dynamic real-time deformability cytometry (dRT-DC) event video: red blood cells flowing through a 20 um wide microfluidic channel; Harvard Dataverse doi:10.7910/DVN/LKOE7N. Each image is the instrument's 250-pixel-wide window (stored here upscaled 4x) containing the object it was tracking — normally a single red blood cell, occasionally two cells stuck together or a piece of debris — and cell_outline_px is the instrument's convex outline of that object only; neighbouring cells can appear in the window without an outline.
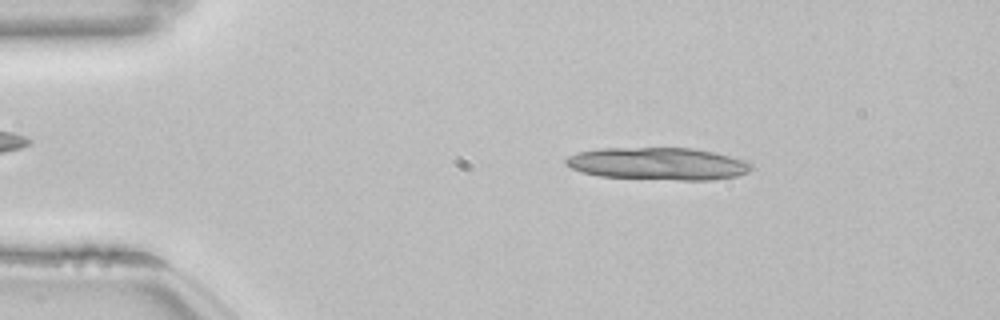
{"species": "common noctule bat (a hibernating species)", "species_latin": "Nyctalus noctula", "temperature_condition": "room temperature", "stored_images_in_passage": 33, "camera_frame_rate_fps": 3000, "um_per_image_px": 0.085, "animal": {"sex": "female", "body_mass_g": 22.7, "forearm_length_mm": 54.2}, "frame": {"image": 1, "passage_image": 2, "time_ms": 0.333, "image_size_px": [1000, 320], "cell_outline_px": [[752, 168], [748, 172], [736, 176], [712, 180], [676, 180], [600, 176], [580, 172], [564, 164], [564, 160], [568, 156], [576, 152], [600, 148], [692, 148], [712, 152], [748, 160], [752, 164]], "centroid_in_image_um": [55.92, 13.91], "position_along_channel_um": 29.1, "area_um2": 35.2}}
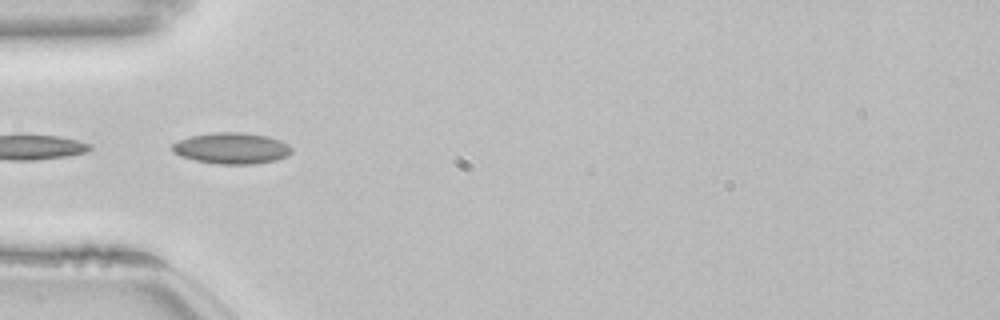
{"frame": {"image": 2, "passage_image": 10, "time_ms": 3.0, "image_size_px": [1000, 320], "cell_outline_px": [[292, 152], [288, 156], [276, 160], [252, 164], [220, 164], [196, 160], [180, 156], [172, 152], [172, 144], [180, 140], [192, 136], [212, 132], [244, 132], [268, 136], [280, 140], [288, 144], [292, 148]], "centroid_in_image_um": [19.71, 12.59], "position_along_channel_um": 65.3, "area_um2": 21.73}}